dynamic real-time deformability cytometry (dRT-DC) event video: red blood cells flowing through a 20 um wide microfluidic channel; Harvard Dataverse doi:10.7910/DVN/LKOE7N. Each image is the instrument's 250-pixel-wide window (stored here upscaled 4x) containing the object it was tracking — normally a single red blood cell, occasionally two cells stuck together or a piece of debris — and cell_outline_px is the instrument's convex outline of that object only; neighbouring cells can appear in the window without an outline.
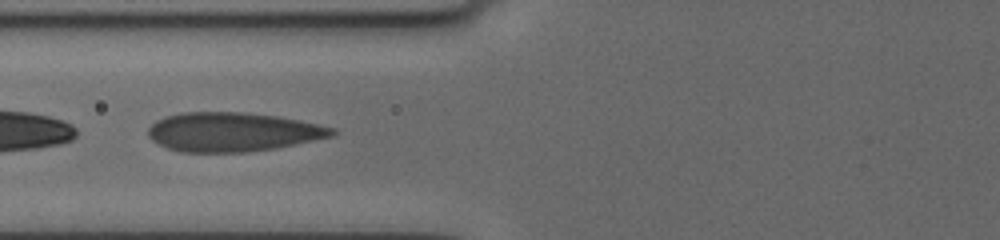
{"species": "human", "species_latin": "Homo sapiens", "temperature_condition": "cold", "stored_images_in_passage": 46, "camera_frame_rate_fps": 3000, "um_per_image_px": 0.085, "donor": {"sex": "female"}, "frame": {"image": 1, "passage_image": 7, "time_ms": 1.667, "image_size_px": [1000, 240], "cell_outline_px": [[336, 132], [332, 136], [276, 148], [248, 152], [180, 152], [168, 148], [152, 140], [148, 136], [148, 128], [156, 120], [168, 116], [184, 112], [244, 112], [276, 116], [300, 120], [336, 128]], "centroid_in_image_um": [19.78, 11.21], "position_along_channel_um": 106.0, "area_um2": 41.79}}
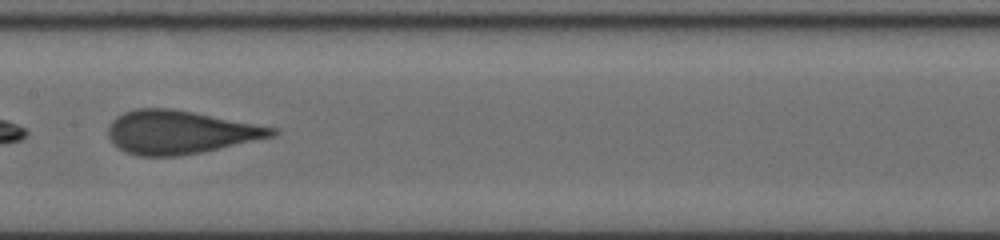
{"frame": {"image": 2, "passage_image": 16, "time_ms": 4.0, "image_size_px": [1000, 240], "cell_outline_px": [[280, 132], [276, 136], [204, 152], [180, 156], [136, 156], [124, 152], [108, 136], [108, 128], [112, 120], [124, 112], [136, 108], [168, 108], [192, 112], [276, 128]], "centroid_in_image_um": [15.31, 11.25], "position_along_channel_um": 192.1, "area_um2": 41.27}}
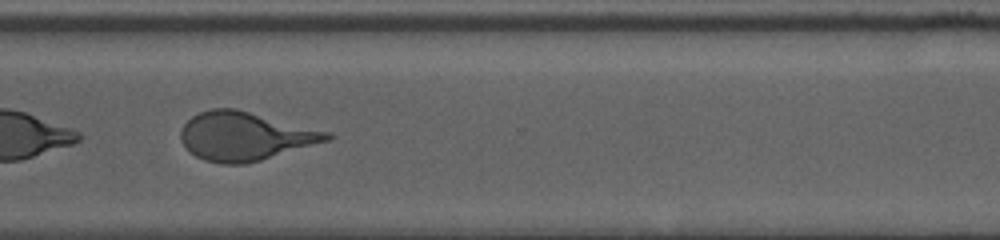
{"frame": {"image": 3, "passage_image": 33, "time_ms": 8.333, "image_size_px": [1000, 240], "cell_outline_px": [[336, 136], [332, 140], [260, 160], [244, 164], [220, 164], [204, 160], [196, 156], [180, 140], [180, 132], [184, 124], [192, 116], [200, 112], [212, 108], [236, 108], [332, 132]], "centroid_in_image_um": [20.88, 11.57], "position_along_channel_um": 349.7, "area_um2": 41.56}, "authors_computed_cell_mechanics": {"area_um2": 40.9802, "velocity_mm_per_s": 3.6576, "shape_relaxation_time_tau1_ms": 5.4626, "shape_relaxation_time_tau2_ms": null, "deformation_change_tau1": 0.1733, "deformation_change_tau2": null}}